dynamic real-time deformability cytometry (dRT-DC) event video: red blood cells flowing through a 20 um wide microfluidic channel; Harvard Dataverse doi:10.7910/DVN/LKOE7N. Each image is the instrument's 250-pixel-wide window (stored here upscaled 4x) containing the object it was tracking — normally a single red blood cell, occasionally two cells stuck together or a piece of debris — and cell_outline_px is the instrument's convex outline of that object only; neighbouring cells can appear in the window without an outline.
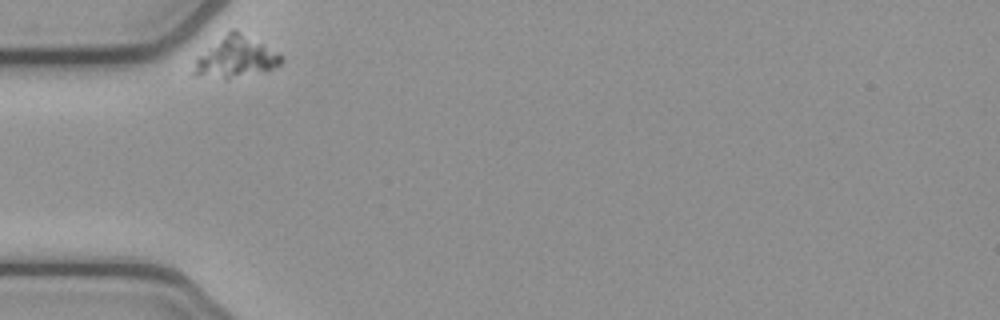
{"species": "common noctule bat (a hibernating species)", "species_latin": "Nyctalus noctula", "temperature_condition": "cold", "stored_images_in_passage": 34, "camera_frame_rate_fps": 3000, "um_per_image_px": 0.085, "animal": {"sex": "female", "body_mass_g": 21.9}, "frame": {"image": 1, "passage_image": 1, "time_ms": 0.0, "image_size_px": [1000, 320], "cell_outline_px": [[284, 60], [280, 64], [272, 68], [228, 76], [196, 76], [192, 72], [196, 56], [232, 28], [240, 32], [284, 56]], "centroid_in_image_um": [19.99, 4.81], "position_along_channel_um": 65.0, "area_um2": 19.71}}
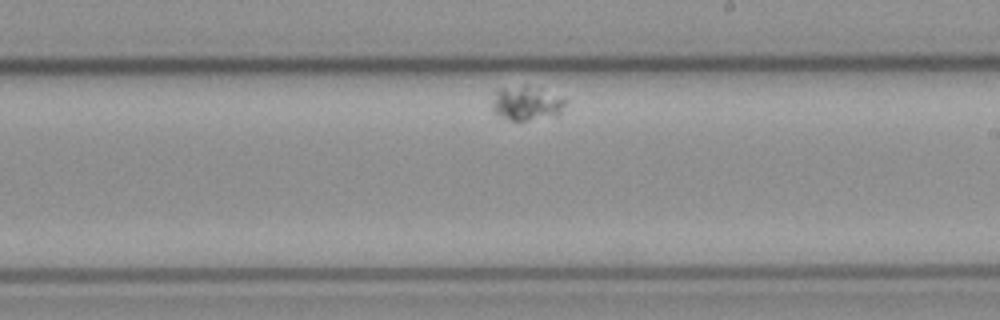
{"frame": {"image": 2, "passage_image": 20, "time_ms": 6.333, "image_size_px": [1000, 320], "cell_outline_px": [[568, 100], [560, 116], [528, 120], [508, 120], [496, 116], [492, 108], [492, 100], [496, 92], [500, 88], [524, 88]], "centroid_in_image_um": [44.72, 8.89], "position_along_channel_um": 244.3, "area_um2": 13.81}}
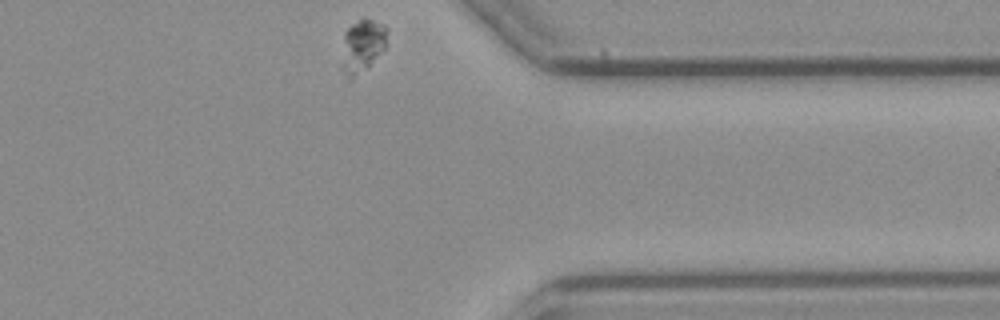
{"frame": {"image": 3, "passage_image": 34, "time_ms": 11.0, "image_size_px": [1000, 320], "cell_outline_px": [[388, 32], [384, 48], [368, 64], [348, 80], [340, 68], [344, 32], [352, 24], [360, 20], [372, 20], [384, 24], [388, 28]], "centroid_in_image_um": [30.76, 3.87], "position_along_channel_um": 380.6, "area_um2": 13.58}}